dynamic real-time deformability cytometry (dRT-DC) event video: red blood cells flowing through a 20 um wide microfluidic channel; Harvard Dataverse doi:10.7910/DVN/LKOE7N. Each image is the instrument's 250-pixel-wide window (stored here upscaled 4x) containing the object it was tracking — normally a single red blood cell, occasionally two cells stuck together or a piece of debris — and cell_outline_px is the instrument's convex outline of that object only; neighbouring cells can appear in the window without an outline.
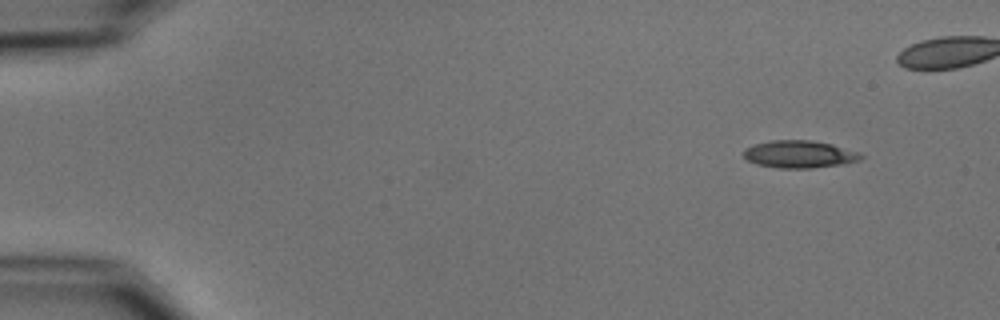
{"species": "common noctule bat (a hibernating species)", "species_latin": "Nyctalus noctula", "temperature_condition": "cold", "stored_images_in_passage": 3, "camera_frame_rate_fps": 3000, "um_per_image_px": 0.085, "animal": {"sex": "male", "body_mass_g": 15.6}, "frame": {"image": 1, "passage_image": 1, "time_ms": 0.0, "image_size_px": [1000, 320], "cell_outline_px": [[864, 156], [860, 160], [840, 164], [812, 168], [780, 168], [756, 164], [748, 160], [744, 156], [744, 148], [752, 144], [772, 140], [808, 140], [832, 144], [860, 152]], "centroid_in_image_um": [67.94, 13.1], "position_along_channel_um": 17.1, "area_um2": 18.73}}